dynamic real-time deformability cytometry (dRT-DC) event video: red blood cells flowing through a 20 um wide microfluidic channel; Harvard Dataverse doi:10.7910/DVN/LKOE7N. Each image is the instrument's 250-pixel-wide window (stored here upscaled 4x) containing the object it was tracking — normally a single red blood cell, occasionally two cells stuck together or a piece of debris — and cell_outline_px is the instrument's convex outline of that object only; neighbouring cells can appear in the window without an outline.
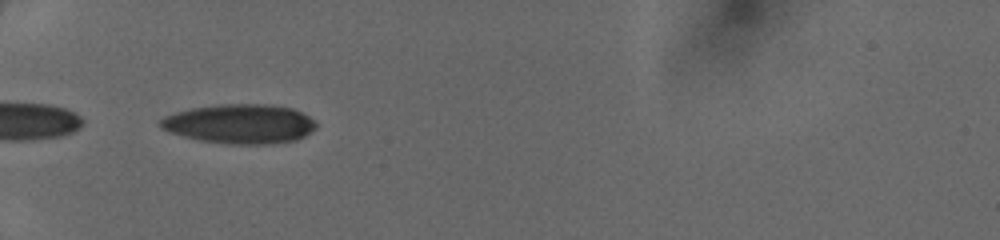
{"species": "human", "species_latin": "Homo sapiens", "temperature_condition": "cold", "stored_images_in_passage": 32, "camera_frame_rate_fps": 3000, "um_per_image_px": 0.085, "donor": {"sex": "female"}, "frame": {"image": 1, "passage_image": 1, "time_ms": 0.0, "image_size_px": [1000, 240], "cell_outline_px": [[316, 128], [304, 136], [296, 140], [272, 144], [232, 144], [200, 140], [168, 132], [160, 128], [160, 120], [164, 116], [176, 112], [192, 108], [220, 104], [264, 104], [292, 108], [308, 116], [316, 124]], "centroid_in_image_um": [20.37, 10.53], "position_along_channel_um": 64.6, "area_um2": 35.6}}
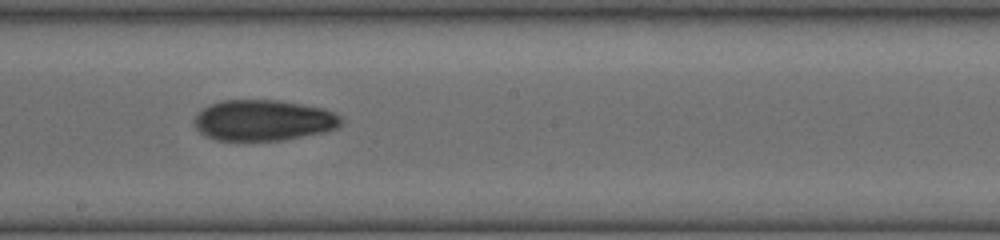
{"frame": {"image": 2, "passage_image": 13, "time_ms": 4.0, "image_size_px": [1000, 240], "cell_outline_px": [[344, 120], [336, 128], [324, 132], [284, 140], [216, 140], [204, 136], [192, 124], [196, 116], [204, 108], [220, 100], [280, 100], [324, 108], [336, 112]], "centroid_in_image_um": [22.41, 10.22], "position_along_channel_um": 225.8, "area_um2": 35.14}}
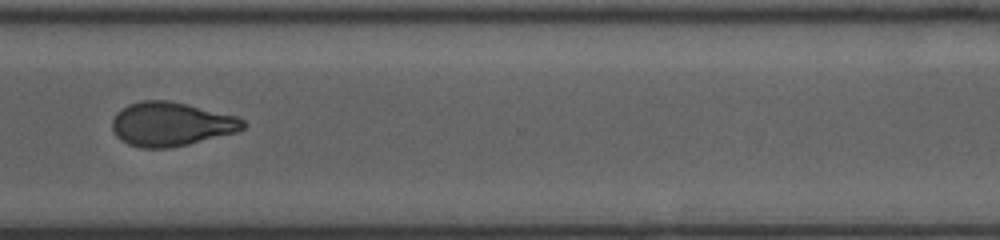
{"frame": {"image": 3, "passage_image": 22, "time_ms": 7.0, "image_size_px": [1000, 240], "cell_outline_px": [[248, 124], [244, 128], [236, 132], [188, 144], [168, 148], [140, 148], [128, 144], [120, 140], [116, 136], [112, 128], [112, 120], [116, 112], [128, 104], [140, 100], [168, 100], [188, 104], [236, 116], [244, 120]], "centroid_in_image_um": [14.52, 10.54], "position_along_channel_um": 356.1, "area_um2": 33.7}}